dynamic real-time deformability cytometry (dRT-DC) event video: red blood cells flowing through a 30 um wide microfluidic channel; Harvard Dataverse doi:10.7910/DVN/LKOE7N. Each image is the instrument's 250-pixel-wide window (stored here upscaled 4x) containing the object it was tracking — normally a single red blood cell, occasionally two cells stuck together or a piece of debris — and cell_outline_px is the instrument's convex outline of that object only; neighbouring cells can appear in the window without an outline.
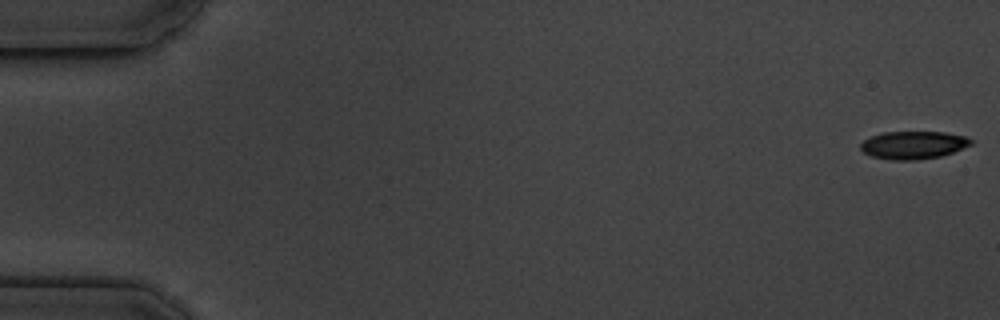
{"species": "common noctule bat (a hibernating species)", "species_latin": "Nyctalus noctula", "temperature_condition": "cold", "stored_images_in_passage": 9, "camera_frame_rate_fps": 3000, "um_per_image_px": 0.085, "animal": {"sex": "male", "body_mass_g": 19.5, "forearm_length_mm": 54.6}, "frame": {"image": 1, "passage_image": 1, "time_ms": 0.0, "image_size_px": [1000, 320], "cell_outline_px": [[972, 144], [952, 152], [940, 156], [916, 160], [892, 160], [872, 156], [864, 152], [860, 148], [860, 144], [864, 140], [872, 136], [884, 132], [944, 132], [968, 136], [972, 140]], "centroid_in_image_um": [77.64, 12.32], "position_along_channel_um": 7.4, "area_um2": 17.8}}
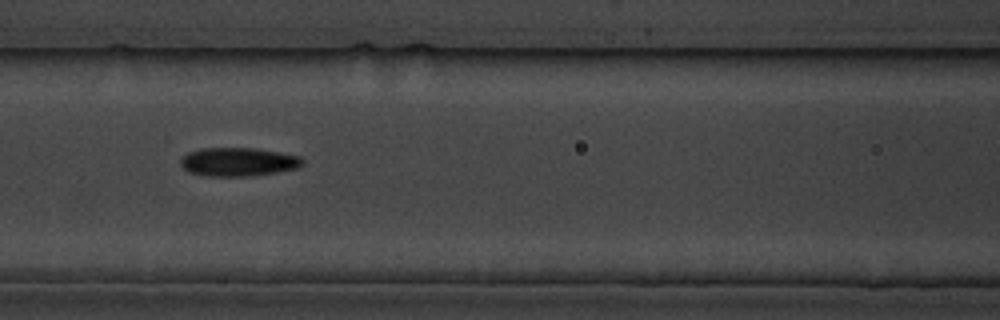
{"frame": {"image": 2, "passage_image": 8, "time_ms": 8.0, "image_size_px": [1000, 320], "cell_outline_px": [[304, 164], [300, 168], [276, 172], [248, 176], [200, 176], [188, 172], [180, 164], [180, 160], [188, 152], [200, 148], [256, 148], [280, 152], [300, 156], [304, 160]], "centroid_in_image_um": [20.26, 13.76], "position_along_channel_um": 146.3, "area_um2": 20.58}}
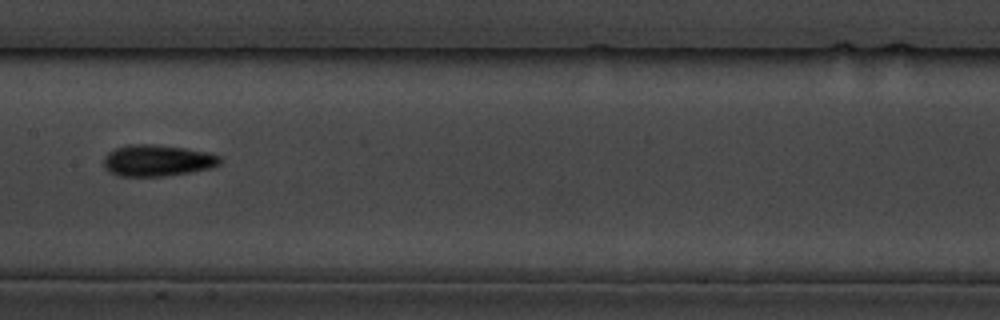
{"frame": {"image": 3, "passage_image": 9, "time_ms": 9.333, "image_size_px": [1000, 320], "cell_outline_px": [[224, 160], [220, 164], [208, 168], [188, 172], [164, 176], [116, 176], [108, 172], [104, 168], [104, 156], [108, 152], [116, 148], [128, 144], [152, 144], [184, 148], [208, 152], [220, 156]], "centroid_in_image_um": [13.34, 13.64], "position_along_channel_um": 194.1, "area_um2": 21.39}}